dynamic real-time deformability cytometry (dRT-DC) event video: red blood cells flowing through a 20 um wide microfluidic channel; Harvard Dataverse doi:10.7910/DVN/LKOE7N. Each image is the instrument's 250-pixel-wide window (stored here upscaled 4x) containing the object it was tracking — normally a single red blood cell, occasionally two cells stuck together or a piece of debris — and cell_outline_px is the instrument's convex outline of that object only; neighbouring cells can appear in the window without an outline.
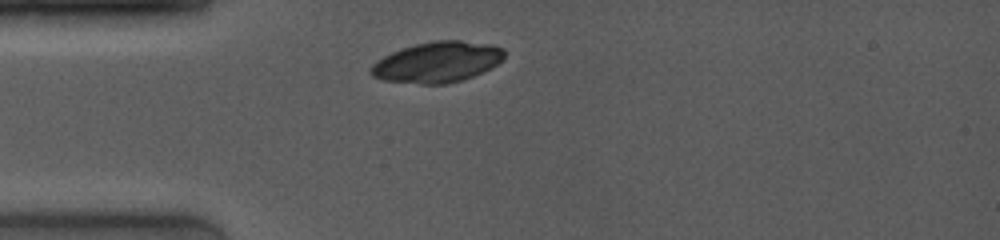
{"species": "common noctule bat (a hibernating species)", "species_latin": "Nyctalus noctula", "temperature_condition": "room temperature", "stored_images_in_passage": 3, "camera_frame_rate_fps": 4000, "um_per_image_px": 0.085, "animal": {"sex": "female", "body_mass_g": 19.0, "forearm_length_mm": 53.3}, "frame": {"image": 1, "passage_image": 1, "time_ms": 0.0, "image_size_px": [1000, 240], "cell_outline_px": [[504, 56], [496, 64], [472, 76], [448, 84], [420, 84], [384, 80], [372, 76], [368, 72], [372, 64], [376, 60], [392, 52], [416, 44], [436, 40], [460, 40], [492, 44], [504, 48]], "centroid_in_image_um": [37.14, 5.27], "position_along_channel_um": 47.9, "area_um2": 31.44}}